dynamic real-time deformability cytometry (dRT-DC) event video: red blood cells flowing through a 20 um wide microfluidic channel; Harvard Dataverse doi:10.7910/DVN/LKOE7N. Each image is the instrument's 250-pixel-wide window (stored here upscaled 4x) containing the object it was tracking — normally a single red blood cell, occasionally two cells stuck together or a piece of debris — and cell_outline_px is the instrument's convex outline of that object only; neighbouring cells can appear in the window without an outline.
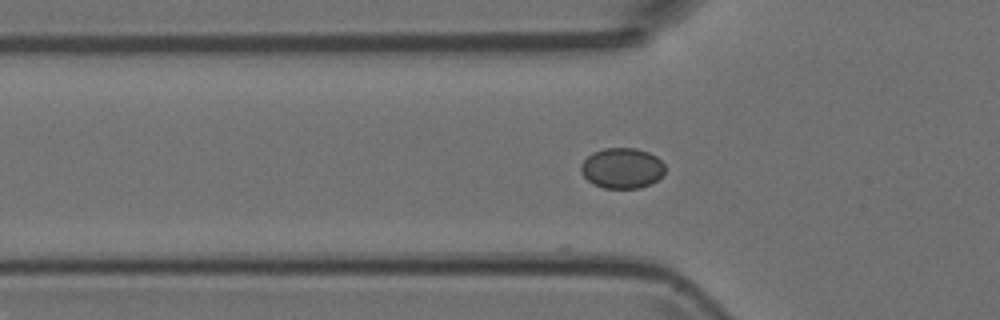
{"species": "Egyptian fruit bat (a non-hibernating species)", "species_latin": "Rousettus aegyptiacus", "temperature_condition": "room temperature", "stored_images_in_passage": 4, "camera_frame_rate_fps": 3000, "um_per_image_px": 0.085, "animal": {"sex": "female"}, "frame": {"image": 1, "passage_image": 3, "time_ms": 0.667, "image_size_px": [1000, 320], "cell_outline_px": [[664, 172], [656, 180], [640, 188], [604, 188], [592, 184], [580, 172], [580, 164], [592, 152], [604, 148], [636, 148], [648, 152], [656, 156], [664, 164]], "centroid_in_image_um": [52.84, 14.28], "position_along_channel_um": 73.0, "area_um2": 19.83}}